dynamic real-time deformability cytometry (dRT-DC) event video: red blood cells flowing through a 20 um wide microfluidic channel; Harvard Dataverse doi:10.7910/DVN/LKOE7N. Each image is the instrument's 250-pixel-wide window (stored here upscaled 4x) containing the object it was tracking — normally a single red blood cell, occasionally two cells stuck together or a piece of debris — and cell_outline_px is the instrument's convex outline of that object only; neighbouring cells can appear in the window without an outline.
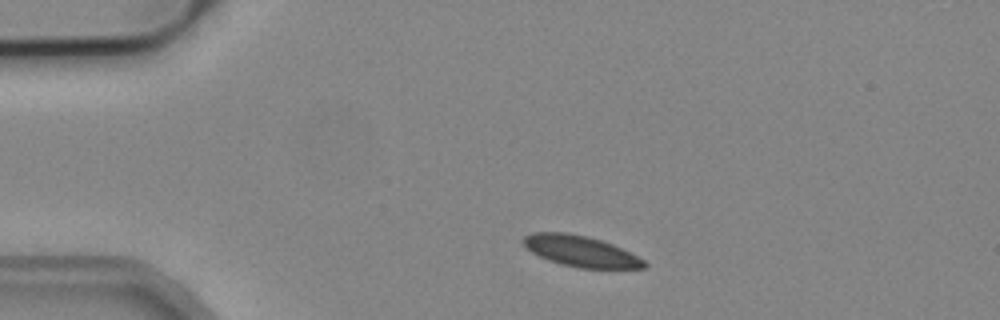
{"species": "common noctule bat (a hibernating species)", "species_latin": "Nyctalus noctula", "temperature_condition": "cold", "stored_images_in_passage": 4, "camera_frame_rate_fps": 3000, "um_per_image_px": 0.085, "animal": {"sex": "male", "body_mass_g": 19.2, "forearm_length_mm": 51.8}, "frame": {"image": 1, "passage_image": 1, "time_ms": 0.0, "image_size_px": [1000, 320], "cell_outline_px": [[648, 264], [644, 268], [580, 268], [560, 264], [548, 260], [532, 252], [524, 244], [524, 236], [532, 232], [564, 232], [584, 236], [600, 240], [612, 244], [644, 260]], "centroid_in_image_um": [49.34, 21.36], "position_along_channel_um": 35.7, "area_um2": 21.39}}